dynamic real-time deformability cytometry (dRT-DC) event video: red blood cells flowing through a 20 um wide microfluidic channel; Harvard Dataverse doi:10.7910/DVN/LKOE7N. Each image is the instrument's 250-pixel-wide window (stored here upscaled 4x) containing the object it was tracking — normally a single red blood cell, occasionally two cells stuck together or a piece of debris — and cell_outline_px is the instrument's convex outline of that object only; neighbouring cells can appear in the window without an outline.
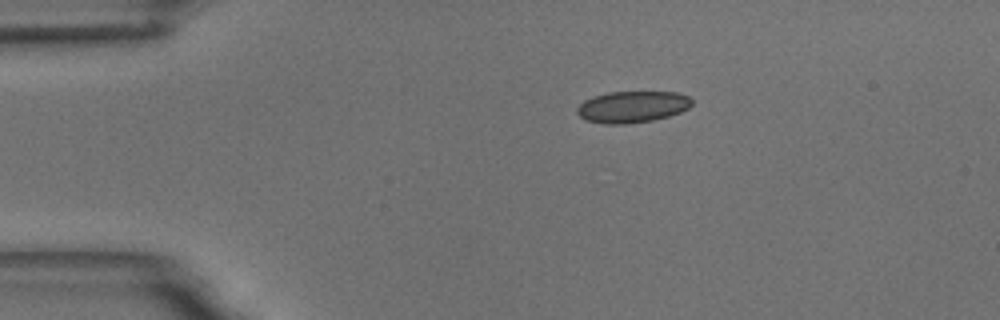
{"species": "common noctule bat (a hibernating species)", "species_latin": "Nyctalus noctula", "temperature_condition": "room temperature", "stored_images_in_passage": 45, "camera_frame_rate_fps": 3000, "um_per_image_px": 0.085, "animal": {"sex": "male", "body_mass_g": 18.8}, "frame": {"image": 1, "passage_image": 1, "time_ms": 0.0, "image_size_px": [1000, 320], "cell_outline_px": [[692, 104], [688, 108], [680, 112], [668, 116], [652, 120], [624, 124], [604, 124], [588, 120], [580, 116], [576, 112], [576, 108], [584, 100], [592, 96], [608, 92], [676, 92], [688, 96], [692, 100]], "centroid_in_image_um": [53.73, 9.07], "position_along_channel_um": 31.3, "area_um2": 21.04}}
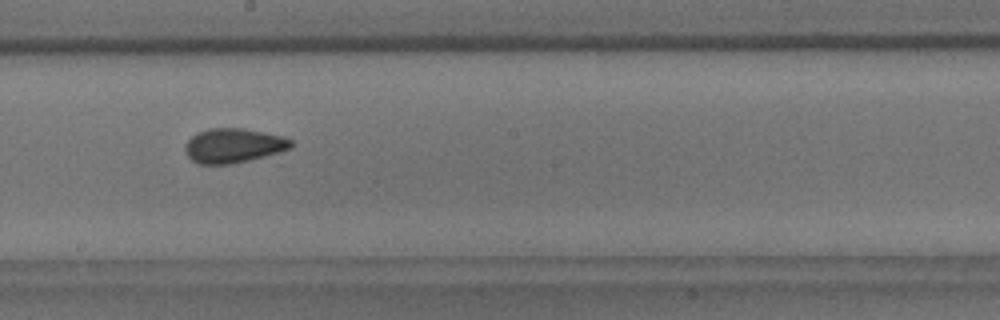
{"frame": {"image": 2, "passage_image": 21, "time_ms": 6.667, "image_size_px": [1000, 320], "cell_outline_px": [[292, 148], [280, 152], [248, 160], [228, 164], [200, 164], [192, 160], [184, 152], [184, 144], [196, 132], [208, 128], [244, 128], [284, 136], [292, 140]], "centroid_in_image_um": [19.83, 12.36], "position_along_channel_um": 228.4, "area_um2": 21.39}}
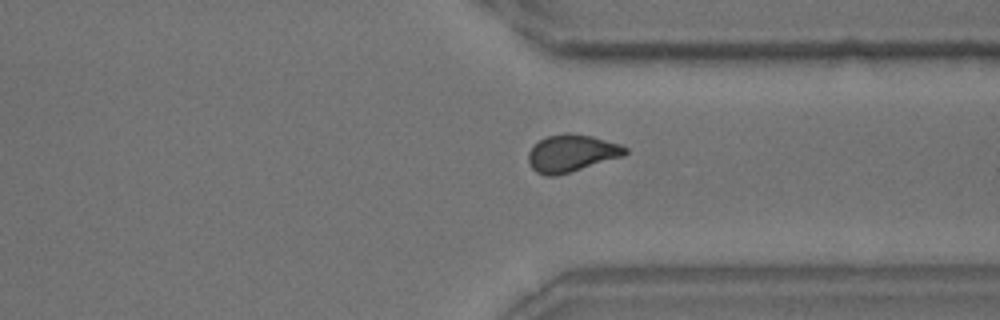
{"frame": {"image": 3, "passage_image": 32, "time_ms": 10.333, "image_size_px": [1000, 320], "cell_outline_px": [[628, 152], [624, 156], [556, 176], [544, 176], [536, 172], [532, 168], [528, 160], [528, 152], [540, 140], [548, 136], [568, 132], [592, 136], [620, 144], [628, 148]], "centroid_in_image_um": [48.6, 13.03], "position_along_channel_um": 362.8, "area_um2": 20.98}, "authors_computed_cell_mechanics": {"area_um2": 20.6924, "velocity_mm_per_s": 3.6726, "shape_relaxation_time_tau1_ms": null, "shape_relaxation_time_tau2_ms": 1.4071, "deformation_change_tau1": null, "deformation_change_tau2": 0.0599}}